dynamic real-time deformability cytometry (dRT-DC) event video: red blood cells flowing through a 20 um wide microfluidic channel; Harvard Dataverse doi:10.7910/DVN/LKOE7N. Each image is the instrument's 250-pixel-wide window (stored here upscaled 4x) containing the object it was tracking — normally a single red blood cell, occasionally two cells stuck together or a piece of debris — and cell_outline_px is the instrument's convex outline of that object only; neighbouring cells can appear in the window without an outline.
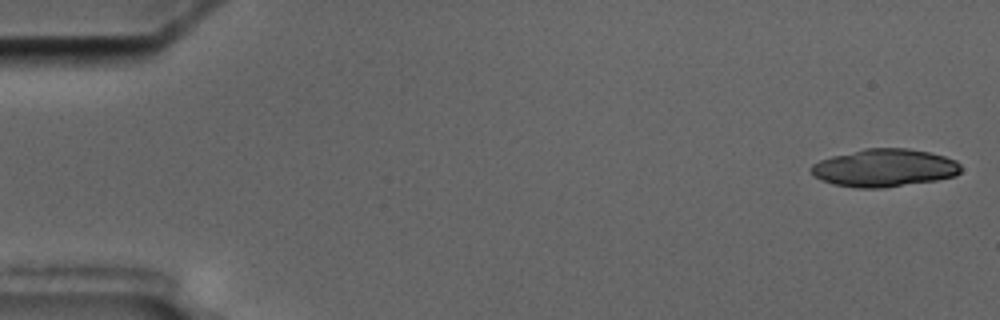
{"species": "common noctule bat (a hibernating species)", "species_latin": "Nyctalus noctula", "temperature_condition": "cold", "stored_images_in_passage": 5, "camera_frame_rate_fps": 3000, "um_per_image_px": 0.085, "animal": {"sex": "male", "body_mass_g": 17.5, "forearm_length_mm": 52.3}, "frame": {"image": 1, "passage_image": 1, "time_ms": 0.0, "image_size_px": [1000, 320], "cell_outline_px": [[960, 172], [956, 176], [936, 180], [884, 188], [856, 188], [832, 184], [820, 180], [808, 168], [812, 164], [820, 160], [832, 156], [864, 148], [908, 148], [928, 152], [944, 156], [956, 160], [960, 164]], "centroid_in_image_um": [75.16, 14.27], "position_along_channel_um": 9.8, "area_um2": 33.12}}